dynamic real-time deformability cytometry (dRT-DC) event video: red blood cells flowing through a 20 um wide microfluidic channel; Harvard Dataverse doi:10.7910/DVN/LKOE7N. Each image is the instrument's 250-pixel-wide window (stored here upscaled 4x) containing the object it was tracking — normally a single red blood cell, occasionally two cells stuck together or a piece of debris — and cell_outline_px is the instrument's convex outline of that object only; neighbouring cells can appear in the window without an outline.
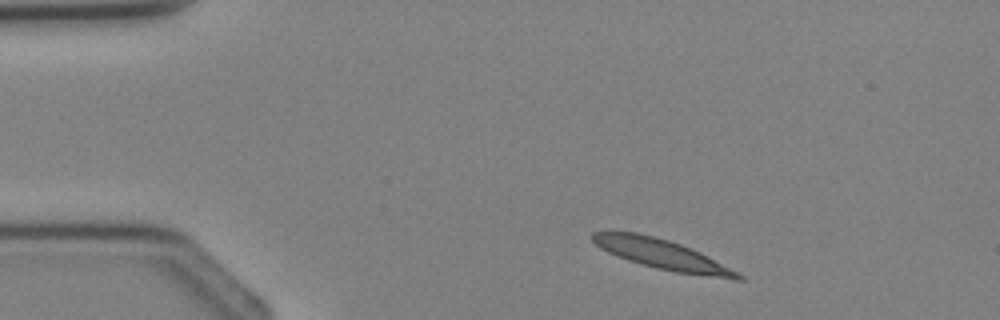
{"species": "Egyptian fruit bat (a non-hibernating species)", "species_latin": "Rousettus aegyptiacus", "temperature_condition": "cold", "stored_images_in_passage": 3, "segment_of_instrument_passage": [1, 2], "camera_frame_rate_fps": 3000, "um_per_image_px": 0.085, "animal": {"sex": "female"}, "frame": {"image": 1, "passage_image": 1, "time_ms": 0.0, "image_size_px": [1000, 320], "cell_outline_px": [[744, 280], [732, 280], [676, 272], [656, 268], [628, 260], [608, 252], [600, 248], [592, 240], [592, 232], [636, 232], [668, 240], [692, 248], [740, 272], [744, 276]], "centroid_in_image_um": [56.37, 21.65], "position_along_channel_um": 28.6, "area_um2": 25.2}}